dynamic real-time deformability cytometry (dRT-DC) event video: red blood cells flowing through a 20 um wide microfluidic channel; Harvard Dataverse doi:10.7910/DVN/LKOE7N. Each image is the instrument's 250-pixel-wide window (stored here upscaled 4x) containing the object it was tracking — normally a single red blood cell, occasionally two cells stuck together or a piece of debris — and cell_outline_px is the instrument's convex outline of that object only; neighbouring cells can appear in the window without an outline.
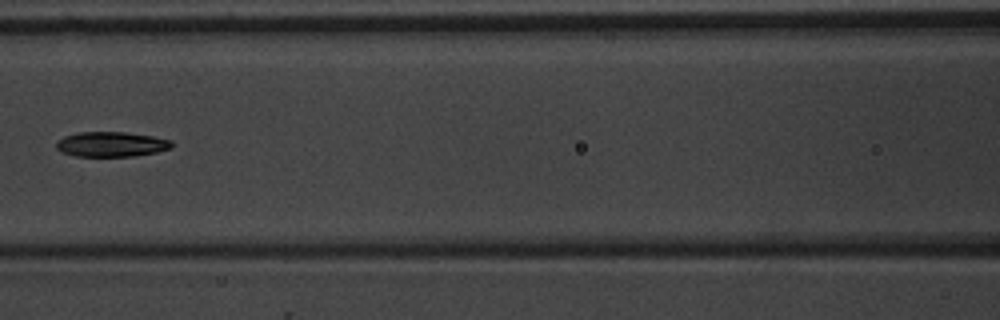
{"species": "common noctule bat (a hibernating species)", "species_latin": "Nyctalus noctula", "temperature_condition": "warm", "stored_images_in_passage": 7, "camera_frame_rate_fps": 3000, "um_per_image_px": 0.085, "animal": {"sex": "male", "body_mass_g": 20.1, "forearm_length_mm": 53.5}, "frame": {"image": 1, "passage_image": 7, "time_ms": 8.0, "image_size_px": [1000, 320], "cell_outline_px": [[172, 148], [156, 152], [132, 156], [76, 156], [60, 152], [56, 148], [56, 140], [64, 136], [76, 132], [124, 132], [152, 136], [172, 140]], "centroid_in_image_um": [9.42, 12.26], "position_along_channel_um": 157.2, "area_um2": 16.88}}